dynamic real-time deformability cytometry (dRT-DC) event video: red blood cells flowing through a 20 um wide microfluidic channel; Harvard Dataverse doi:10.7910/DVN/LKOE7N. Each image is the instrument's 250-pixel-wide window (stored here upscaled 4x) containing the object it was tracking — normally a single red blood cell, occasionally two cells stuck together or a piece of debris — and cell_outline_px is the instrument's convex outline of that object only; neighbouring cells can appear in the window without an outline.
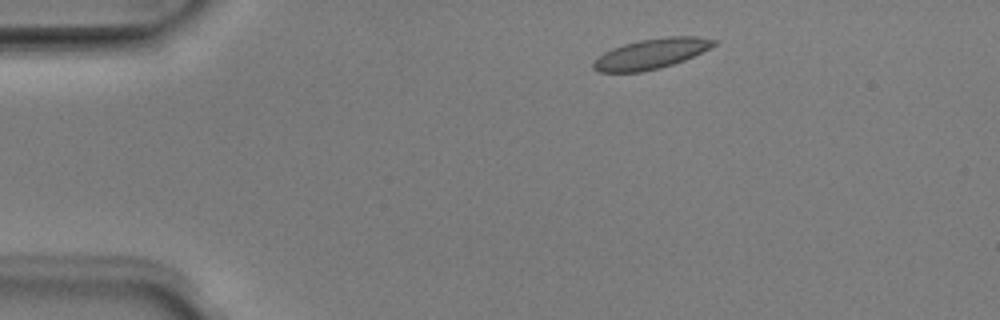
{"species": "Egyptian fruit bat (a non-hibernating species)", "species_latin": "Rousettus aegyptiacus", "temperature_condition": "room temperature", "stored_images_in_passage": 43, "camera_frame_rate_fps": 3000, "um_per_image_px": 0.085, "animal": {"sex": "male"}, "frame": {"image": 1, "passage_image": 1, "time_ms": 0.0, "image_size_px": [1000, 320], "cell_outline_px": [[716, 44], [684, 60], [660, 68], [640, 72], [600, 72], [592, 68], [592, 64], [604, 52], [612, 48], [624, 44], [640, 40], [668, 36], [696, 36], [716, 40]], "centroid_in_image_um": [55.33, 4.57], "position_along_channel_um": 29.7, "area_um2": 20.87}}
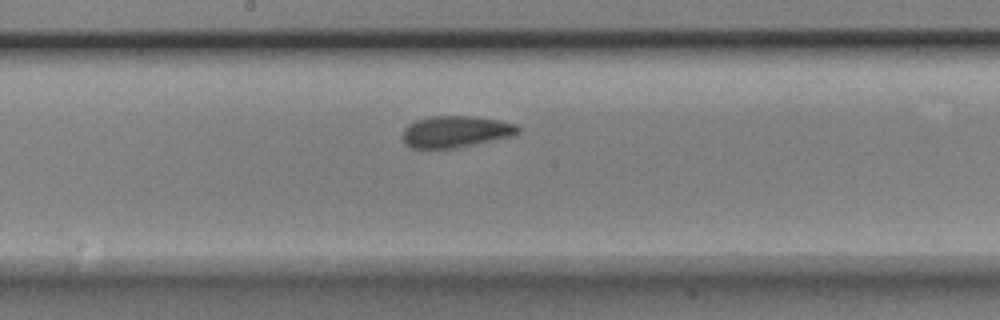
{"frame": {"image": 2, "passage_image": 19, "time_ms": 6.0, "image_size_px": [1000, 320], "cell_outline_px": [[520, 132], [512, 136], [456, 148], [412, 148], [404, 144], [400, 136], [404, 128], [408, 124], [416, 120], [432, 116], [472, 116], [500, 120], [516, 124], [520, 128]], "centroid_in_image_um": [38.7, 11.19], "position_along_channel_um": 209.5, "area_um2": 21.44}}
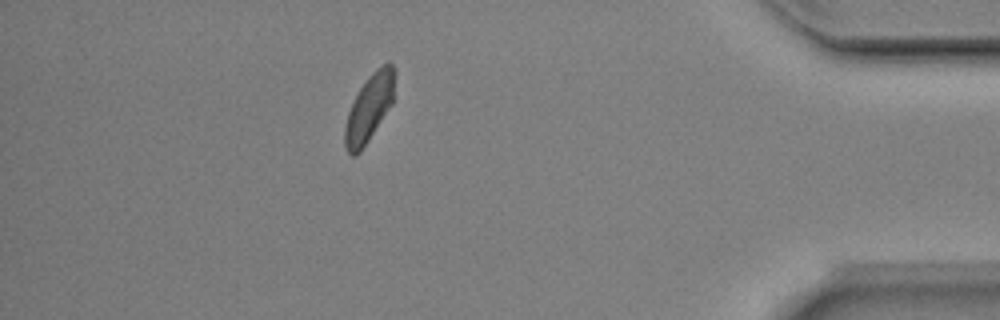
{"frame": {"image": 3, "passage_image": 37, "time_ms": 12.0, "image_size_px": [1000, 320], "cell_outline_px": [[396, 72], [392, 104], [360, 152], [352, 156], [348, 152], [344, 144], [344, 128], [348, 112], [360, 88], [368, 76], [376, 68], [388, 60], [392, 64]], "centroid_in_image_um": [31.4, 9.13], "position_along_channel_um": 403.8, "area_um2": 19.42}, "authors_computed_cell_mechanics": {"area_um2": 20.6346, "velocity_mm_per_s": 3.9627, "shape_relaxation_time_tau1_ms": 2.4199, "shape_relaxation_time_tau2_ms": 1.6944, "deformation_change_tau1": 0.1162, "deformation_change_tau2": 0.0669}}